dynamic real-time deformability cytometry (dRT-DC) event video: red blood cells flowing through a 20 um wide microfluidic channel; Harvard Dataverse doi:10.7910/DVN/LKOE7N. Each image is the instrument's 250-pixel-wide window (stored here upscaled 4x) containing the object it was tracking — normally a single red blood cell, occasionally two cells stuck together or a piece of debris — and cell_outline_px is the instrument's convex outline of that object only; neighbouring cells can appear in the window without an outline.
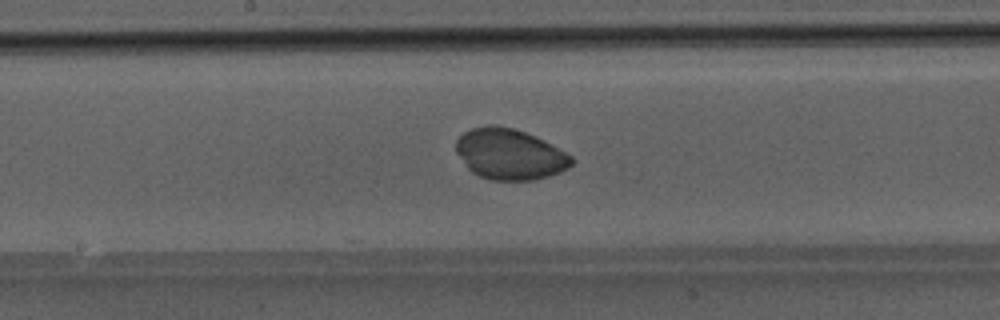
{"species": "Egyptian fruit bat (a non-hibernating species)", "species_latin": "Rousettus aegyptiacus", "temperature_condition": "room temperature", "stored_images_in_passage": 46, "camera_frame_rate_fps": 3000, "um_per_image_px": 0.085, "animal": {"sex": "male"}, "frame": {"image": 1, "passage_image": 23, "time_ms": 7.333, "image_size_px": [1000, 320], "cell_outline_px": [[576, 160], [568, 168], [560, 172], [548, 176], [532, 180], [492, 180], [480, 176], [472, 172], [468, 168], [456, 152], [456, 140], [464, 132], [472, 128], [488, 124], [492, 124], [512, 128], [536, 136], [572, 156]], "centroid_in_image_um": [43.33, 13.1], "position_along_channel_um": 204.9, "area_um2": 34.1}}
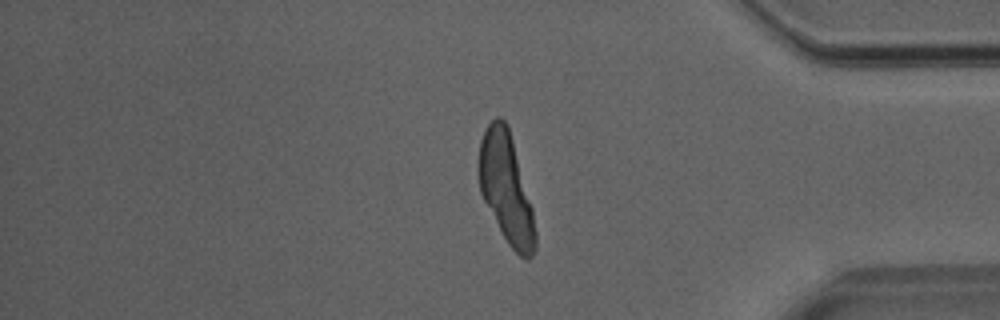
{"frame": {"image": 2, "passage_image": 38, "time_ms": 12.333, "image_size_px": [1000, 320], "cell_outline_px": [[536, 248], [532, 256], [528, 260], [520, 256], [508, 244], [484, 200], [480, 192], [476, 164], [480, 140], [488, 124], [496, 116], [500, 116], [508, 124], [532, 208], [536, 232]], "centroid_in_image_um": [43.0, 15.97], "position_along_channel_um": 392.2, "area_um2": 36.24}}
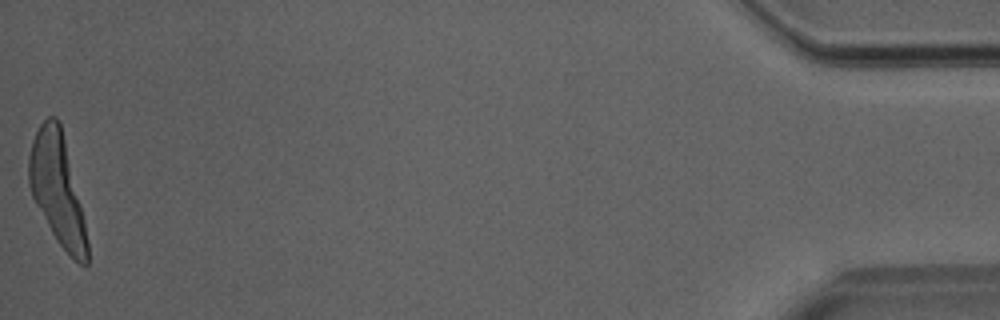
{"frame": {"image": 3, "passage_image": 46, "time_ms": 15.0, "image_size_px": [1000, 320], "cell_outline_px": [[88, 264], [80, 264], [72, 260], [56, 240], [36, 204], [32, 196], [28, 184], [28, 156], [32, 140], [40, 124], [48, 116], [56, 116], [60, 124], [84, 220], [88, 244]], "centroid_in_image_um": [4.85, 16.12], "position_along_channel_um": 430.4, "area_um2": 37.11}}